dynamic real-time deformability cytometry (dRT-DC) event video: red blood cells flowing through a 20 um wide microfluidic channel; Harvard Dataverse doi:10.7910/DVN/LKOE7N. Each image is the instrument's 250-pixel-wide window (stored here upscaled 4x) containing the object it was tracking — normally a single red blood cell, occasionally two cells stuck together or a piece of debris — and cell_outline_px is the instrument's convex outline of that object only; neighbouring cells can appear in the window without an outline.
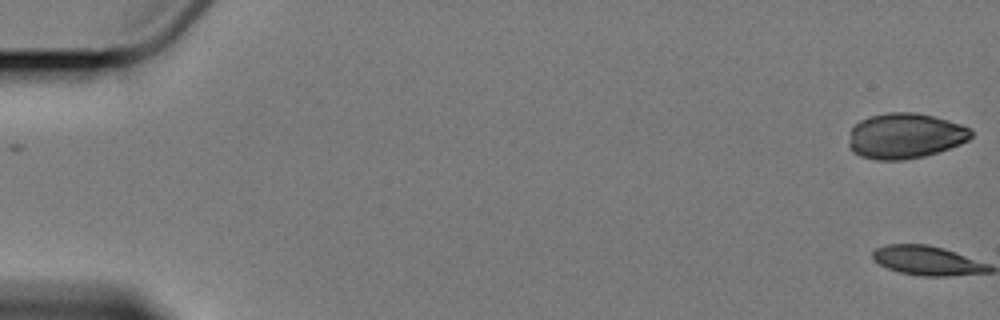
{"species": "Egyptian fruit bat (a non-hibernating species)", "species_latin": "Rousettus aegyptiacus", "temperature_condition": "cold", "stored_images_in_passage": 7, "camera_frame_rate_fps": 3000, "um_per_image_px": 0.085, "animal": {"sex": "female"}, "frame": {"image": 1, "passage_image": 1, "time_ms": 0.0, "image_size_px": [1000, 320], "cell_outline_px": [[972, 136], [968, 140], [960, 144], [924, 156], [904, 160], [876, 160], [860, 156], [852, 152], [848, 144], [848, 132], [860, 120], [868, 116], [888, 112], [912, 112], [932, 116], [948, 120], [972, 128]], "centroid_in_image_um": [76.89, 11.55], "position_along_channel_um": 8.1, "area_um2": 32.6}}